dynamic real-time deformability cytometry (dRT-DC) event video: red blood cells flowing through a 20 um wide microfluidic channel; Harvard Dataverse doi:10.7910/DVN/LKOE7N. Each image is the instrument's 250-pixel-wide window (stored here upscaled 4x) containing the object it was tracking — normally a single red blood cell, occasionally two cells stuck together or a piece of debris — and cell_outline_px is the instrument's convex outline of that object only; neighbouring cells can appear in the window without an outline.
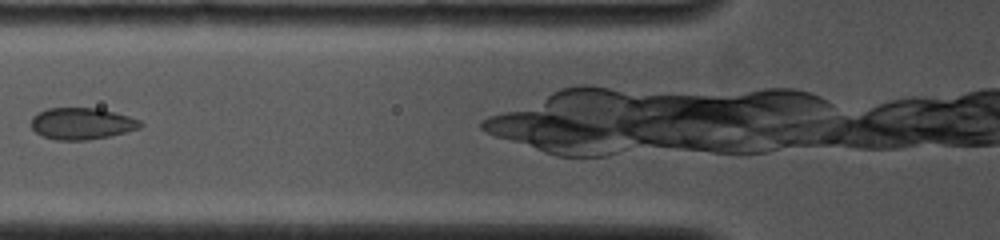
{"species": "common noctule bat (a hibernating species)", "species_latin": "Nyctalus noctula", "temperature_condition": "cold", "stored_images_in_passage": 5, "camera_frame_rate_fps": 4000, "um_per_image_px": 0.085, "animal": {"sex": "female", "body_mass_g": 19.0, "forearm_length_mm": 53.3}, "frame": {"image": 1, "passage_image": 3, "time_ms": 1.75, "image_size_px": [1000, 240], "cell_outline_px": [[144, 124], [140, 128], [108, 136], [88, 140], [56, 140], [44, 136], [36, 132], [32, 128], [32, 116], [48, 108], [96, 108], [116, 112], [140, 120]], "centroid_in_image_um": [6.97, 10.5], "position_along_channel_um": 118.8, "area_um2": 20.0}}
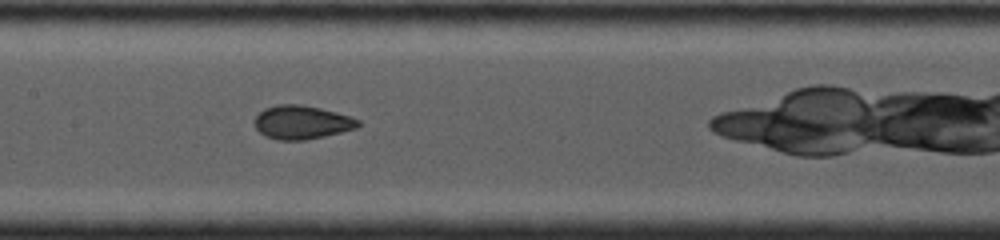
{"frame": {"image": 2, "passage_image": 5, "time_ms": 3.25, "image_size_px": [1000, 240], "cell_outline_px": [[360, 124], [356, 128], [324, 136], [304, 140], [276, 140], [260, 132], [256, 128], [252, 120], [264, 108], [276, 104], [300, 104], [320, 108], [336, 112], [360, 120]], "centroid_in_image_um": [25.61, 10.38], "position_along_channel_um": 181.8, "area_um2": 20.23}}